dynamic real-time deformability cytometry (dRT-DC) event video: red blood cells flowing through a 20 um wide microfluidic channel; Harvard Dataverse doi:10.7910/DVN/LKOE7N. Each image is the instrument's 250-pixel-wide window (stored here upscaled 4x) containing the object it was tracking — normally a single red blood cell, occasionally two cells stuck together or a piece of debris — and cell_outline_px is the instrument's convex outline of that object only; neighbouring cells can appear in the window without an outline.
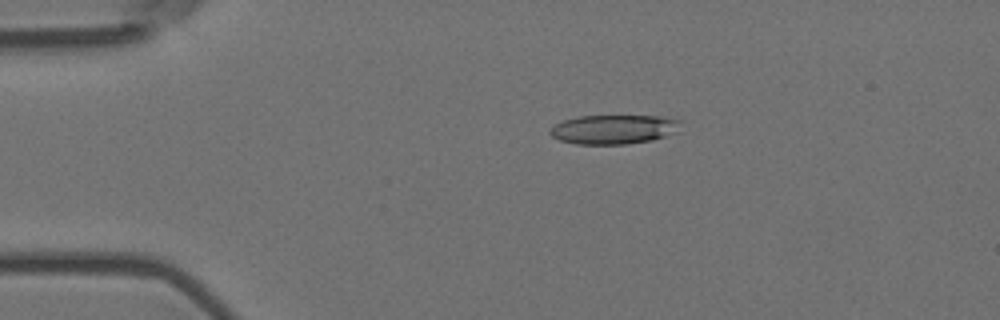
{"species": "Egyptian fruit bat (a non-hibernating species)", "species_latin": "Rousettus aegyptiacus", "temperature_condition": "room temperature", "stored_images_in_passage": 6, "camera_frame_rate_fps": 3000, "um_per_image_px": 0.085, "animal": {"sex": "female"}, "frame": {"image": 1, "passage_image": 3, "time_ms": 0.667, "image_size_px": [1000, 320], "cell_outline_px": [[684, 120], [680, 132], [652, 140], [628, 144], [576, 144], [560, 140], [552, 136], [548, 132], [556, 124], [564, 120], [580, 116], [656, 116]], "centroid_in_image_um": [52.26, 11.0], "position_along_channel_um": 32.7, "area_um2": 22.48}}
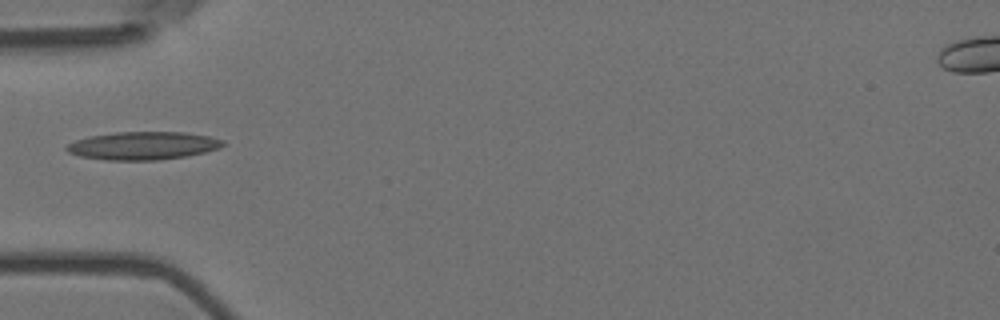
{"frame": {"image": 2, "passage_image": 5, "time_ms": 1.333, "image_size_px": [1000, 320], "cell_outline_px": [[224, 144], [220, 148], [204, 152], [184, 156], [156, 160], [104, 160], [80, 156], [68, 152], [64, 148], [68, 144], [76, 140], [88, 136], [116, 132], [184, 132], [208, 136], [224, 140]], "centroid_in_image_um": [12.13, 12.38], "position_along_channel_um": 72.9, "area_um2": 25.43}}
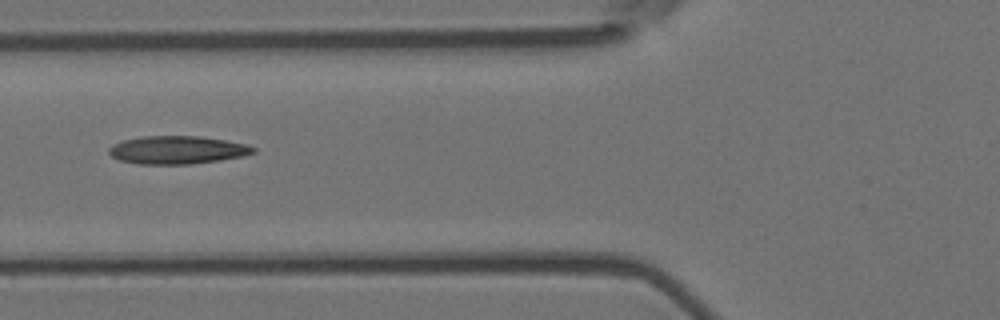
{"frame": {"image": 3, "passage_image": 6, "time_ms": 1.667, "image_size_px": [1000, 320], "cell_outline_px": [[256, 152], [244, 156], [220, 160], [188, 164], [136, 164], [120, 160], [112, 156], [108, 152], [108, 148], [112, 144], [124, 140], [140, 136], [200, 136], [248, 144], [256, 148]], "centroid_in_image_um": [15.07, 12.74], "position_along_channel_um": 110.7, "area_um2": 23.7}}